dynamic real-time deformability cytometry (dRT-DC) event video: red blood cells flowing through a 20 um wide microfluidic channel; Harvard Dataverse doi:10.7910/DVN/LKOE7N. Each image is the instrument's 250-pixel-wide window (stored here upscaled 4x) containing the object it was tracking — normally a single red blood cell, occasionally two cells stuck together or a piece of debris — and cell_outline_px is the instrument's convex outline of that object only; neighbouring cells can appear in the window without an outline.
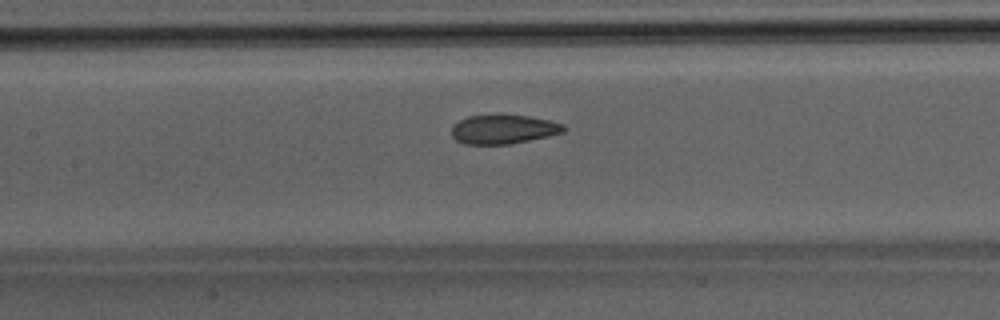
{"species": "Egyptian fruit bat (a non-hibernating species)", "species_latin": "Rousettus aegyptiacus", "temperature_condition": "room temperature", "stored_images_in_passage": 35, "camera_frame_rate_fps": 3000, "um_per_image_px": 0.085, "animal": {"sex": "male"}, "frame": {"image": 1, "passage_image": 9, "time_ms": 2.667, "image_size_px": [1000, 320], "cell_outline_px": [[568, 128], [564, 132], [548, 136], [508, 144], [464, 144], [456, 140], [452, 136], [452, 124], [468, 116], [496, 112], [500, 112], [528, 116], [548, 120], [564, 124]], "centroid_in_image_um": [42.77, 10.94], "position_along_channel_um": 164.6, "area_um2": 19.65}}
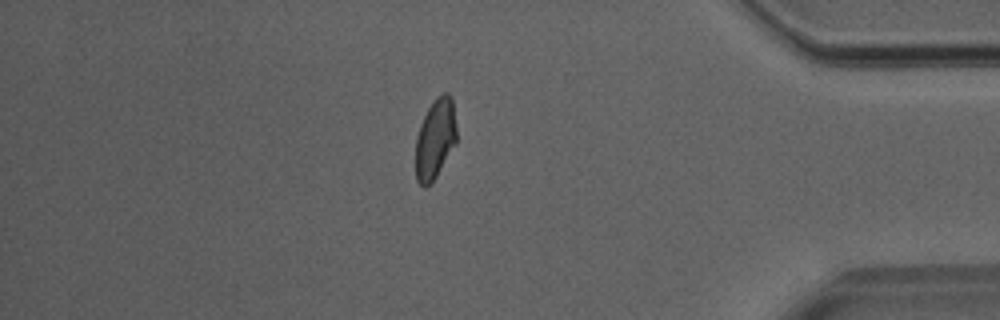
{"frame": {"image": 2, "passage_image": 28, "time_ms": 9.0, "image_size_px": [1000, 320], "cell_outline_px": [[456, 144], [432, 184], [424, 188], [416, 180], [416, 136], [420, 124], [432, 100], [436, 96], [444, 92], [448, 92], [452, 96], [456, 128]], "centroid_in_image_um": [37.0, 11.8], "position_along_channel_um": 398.2, "area_um2": 19.48}}
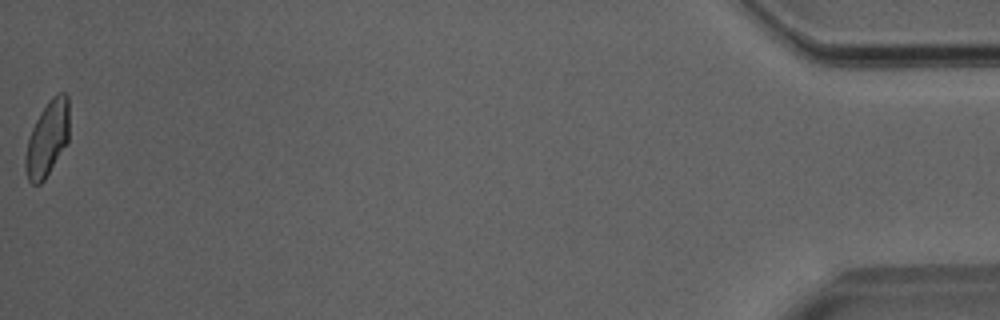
{"frame": {"image": 3, "passage_image": 35, "time_ms": 11.333, "image_size_px": [1000, 320], "cell_outline_px": [[68, 140], [44, 180], [40, 184], [32, 184], [28, 180], [24, 168], [24, 156], [28, 140], [32, 128], [40, 112], [52, 96], [60, 92], [64, 92], [68, 96]], "centroid_in_image_um": [4.0, 11.78], "position_along_channel_um": 431.2, "area_um2": 19.02}}